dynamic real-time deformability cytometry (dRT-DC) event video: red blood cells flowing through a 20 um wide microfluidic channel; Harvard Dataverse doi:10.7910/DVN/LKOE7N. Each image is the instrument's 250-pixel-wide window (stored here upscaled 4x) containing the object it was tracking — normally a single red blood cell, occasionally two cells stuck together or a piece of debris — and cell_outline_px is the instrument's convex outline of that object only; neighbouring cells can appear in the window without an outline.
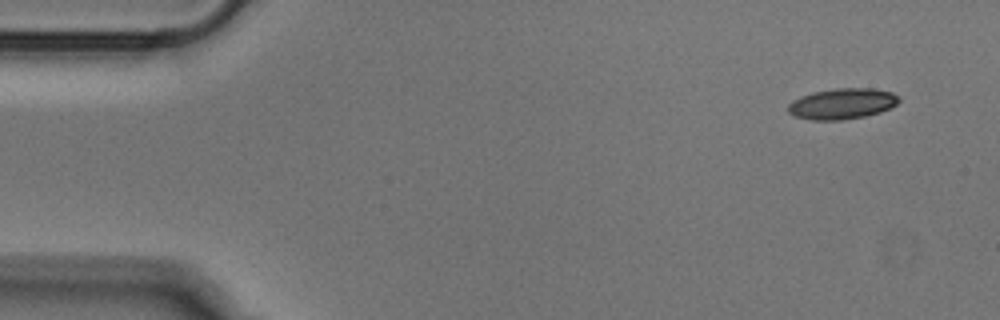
{"species": "Egyptian fruit bat (a non-hibernating species)", "species_latin": "Rousettus aegyptiacus", "temperature_condition": "cold", "stored_images_in_passage": 49, "camera_frame_rate_fps": 3000, "um_per_image_px": 0.085, "animal": {"sex": "male"}, "frame": {"image": 1, "passage_image": 1, "time_ms": 0.0, "image_size_px": [1000, 320], "cell_outline_px": [[900, 100], [896, 104], [880, 112], [864, 116], [840, 120], [808, 120], [796, 116], [788, 112], [788, 104], [792, 100], [800, 96], [812, 92], [836, 88], [872, 88], [892, 92], [900, 96]], "centroid_in_image_um": [71.57, 8.81], "position_along_channel_um": 13.4, "area_um2": 19.94}}
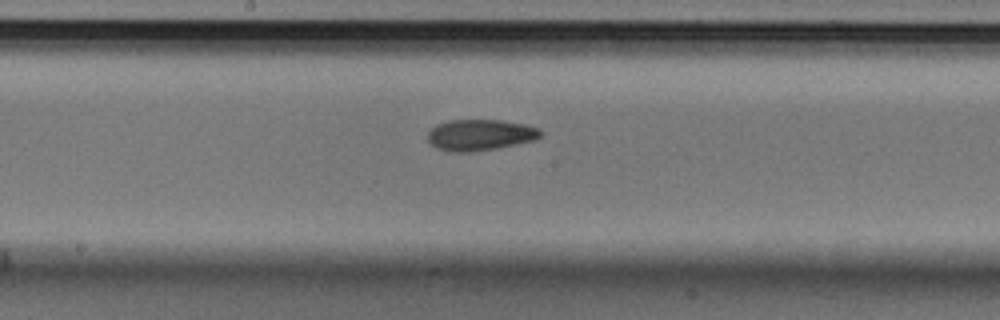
{"frame": {"image": 2, "passage_image": 24, "time_ms": 7.667, "image_size_px": [1000, 320], "cell_outline_px": [[544, 132], [536, 140], [500, 148], [468, 152], [448, 152], [436, 148], [428, 140], [428, 132], [436, 124], [448, 120], [500, 120], [524, 124], [540, 128]], "centroid_in_image_um": [40.83, 11.47], "position_along_channel_um": 207.4, "area_um2": 20.75}}
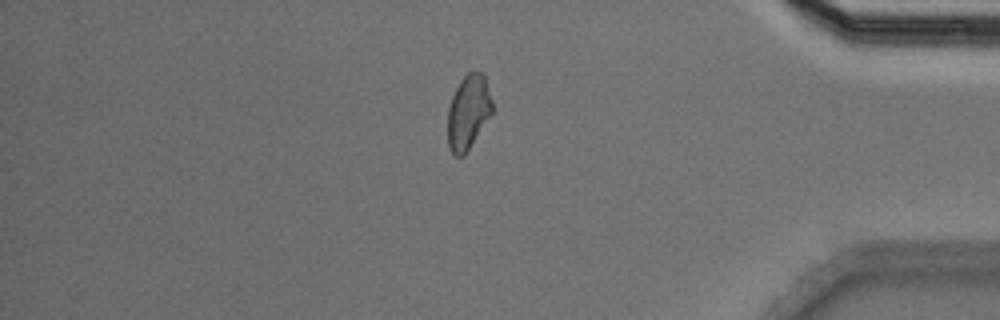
{"frame": {"image": 3, "passage_image": 41, "time_ms": 13.333, "image_size_px": [1000, 320], "cell_outline_px": [[492, 112], [464, 156], [456, 156], [448, 148], [448, 108], [452, 96], [460, 80], [468, 72], [484, 72], [492, 100]], "centroid_in_image_um": [39.8, 9.51], "position_along_channel_um": 395.4, "area_um2": 19.19}}